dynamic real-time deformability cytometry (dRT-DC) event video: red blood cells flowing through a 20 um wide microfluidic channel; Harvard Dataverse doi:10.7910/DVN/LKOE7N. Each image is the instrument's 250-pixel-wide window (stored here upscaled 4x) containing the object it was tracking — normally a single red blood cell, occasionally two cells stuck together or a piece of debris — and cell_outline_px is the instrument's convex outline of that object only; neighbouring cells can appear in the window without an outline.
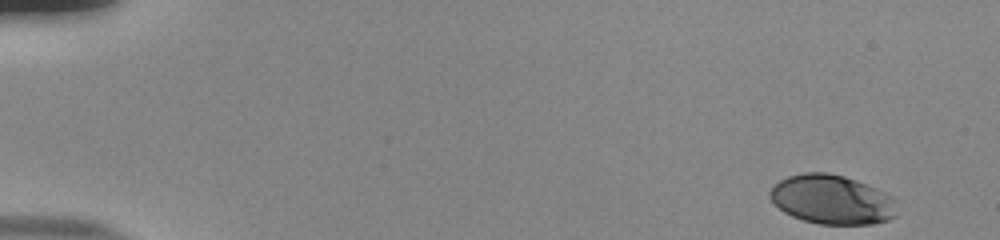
{"species": "human", "species_latin": "Homo sapiens", "temperature_condition": "room temperature", "stored_images_in_passage": 52, "camera_frame_rate_fps": 3000, "um_per_image_px": 0.085, "donor": {"sex": "male"}, "frame": {"image": 1, "passage_image": 1, "time_ms": 0.0, "image_size_px": [1000, 240], "cell_outline_px": [[896, 216], [888, 220], [872, 224], [820, 224], [804, 220], [792, 216], [784, 212], [768, 196], [768, 192], [780, 180], [788, 176], [804, 172], [828, 172], [844, 176], [868, 184], [892, 196], [896, 200]], "centroid_in_image_um": [70.74, 16.96], "position_along_channel_um": 14.3, "area_um2": 36.59}}
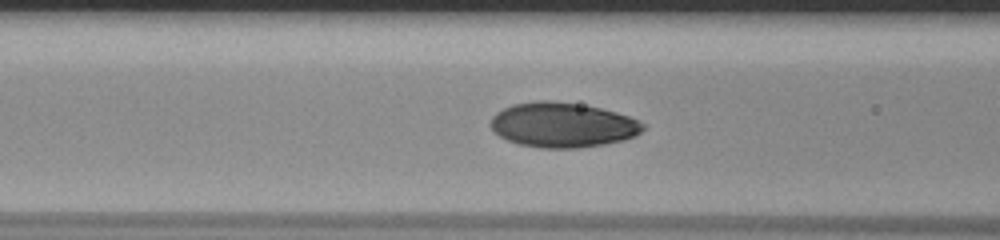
{"frame": {"image": 2, "passage_image": 21, "time_ms": 6.667, "image_size_px": [1000, 240], "cell_outline_px": [[644, 128], [636, 136], [624, 140], [604, 144], [576, 148], [540, 148], [520, 144], [508, 140], [500, 136], [488, 124], [492, 116], [496, 112], [512, 104], [536, 100], [548, 100], [576, 104], [600, 108], [616, 112], [628, 116], [644, 124]], "centroid_in_image_um": [47.79, 10.62], "position_along_channel_um": 118.8, "area_um2": 39.71}}
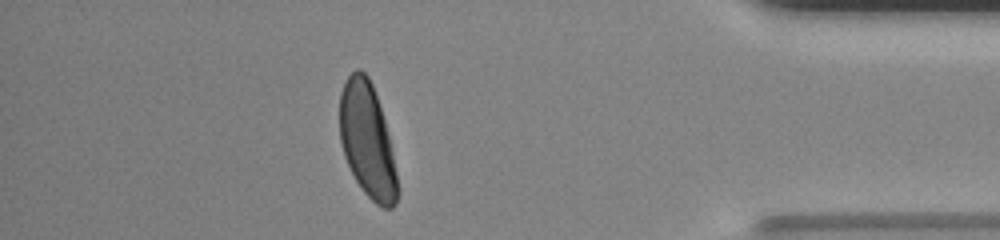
{"frame": {"image": 3, "passage_image": 46, "time_ms": 15.0, "image_size_px": [1000, 240], "cell_outline_px": [[400, 192], [396, 204], [392, 208], [384, 208], [376, 204], [364, 192], [356, 180], [344, 156], [340, 140], [340, 92], [348, 76], [356, 68], [360, 68], [368, 76], [372, 84], [384, 120], [392, 152], [400, 188]], "centroid_in_image_um": [31.23, 11.97], "position_along_channel_um": 404.0, "area_um2": 38.38}, "authors_computed_cell_mechanics": {"area_um2": 39.015, "velocity_mm_per_s": 3.823, "shape_relaxation_time_tau1_ms": 2.9225, "shape_relaxation_time_tau2_ms": null, "deformation_change_tau1": 0.1626, "deformation_change_tau2": null}}